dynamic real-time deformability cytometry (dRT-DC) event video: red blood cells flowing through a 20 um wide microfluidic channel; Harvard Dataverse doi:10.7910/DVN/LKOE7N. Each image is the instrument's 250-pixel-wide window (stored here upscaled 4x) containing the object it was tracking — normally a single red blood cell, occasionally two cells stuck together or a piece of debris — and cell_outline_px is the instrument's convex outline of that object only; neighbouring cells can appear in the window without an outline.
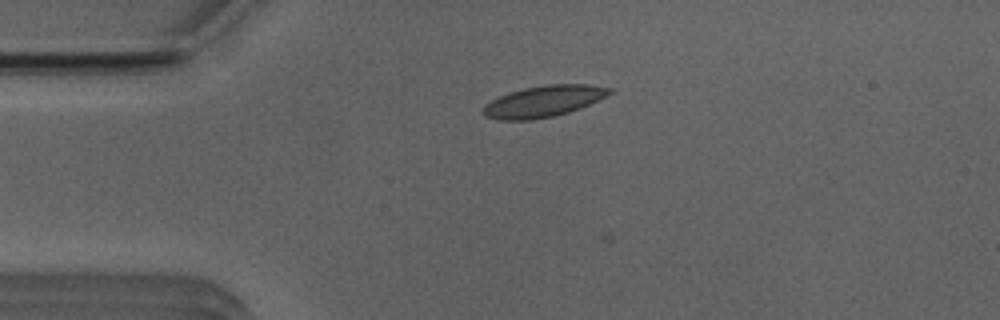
{"species": "Egyptian fruit bat (a non-hibernating species)", "species_latin": "Rousettus aegyptiacus", "temperature_condition": "room temperature", "stored_images_in_passage": 2, "camera_frame_rate_fps": 3000, "um_per_image_px": 0.085, "animal": {"sex": "male"}, "frame": {"image": 1, "passage_image": 1, "time_ms": 0.0, "image_size_px": [1000, 320], "cell_outline_px": [[612, 92], [580, 108], [568, 112], [552, 116], [532, 120], [500, 120], [484, 116], [484, 104], [508, 92], [524, 88], [544, 84], [588, 84], [612, 88]], "centroid_in_image_um": [46.17, 8.6], "position_along_channel_um": 38.8, "area_um2": 22.83}}